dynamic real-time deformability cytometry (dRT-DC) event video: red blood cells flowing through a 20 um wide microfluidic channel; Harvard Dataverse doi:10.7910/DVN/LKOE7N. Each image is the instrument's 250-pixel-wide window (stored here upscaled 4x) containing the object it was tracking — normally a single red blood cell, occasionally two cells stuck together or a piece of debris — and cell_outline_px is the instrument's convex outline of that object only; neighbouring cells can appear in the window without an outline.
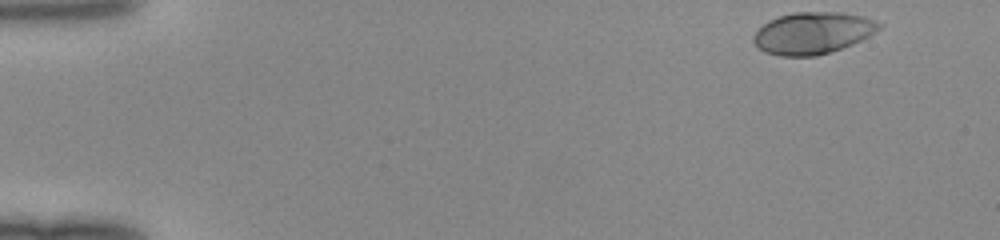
{"species": "human", "species_latin": "Homo sapiens", "temperature_condition": "room temperature", "stored_images_in_passage": 47, "camera_frame_rate_fps": 3000, "um_per_image_px": 0.085, "donor": {"sex": "female"}, "frame": {"image": 1, "passage_image": 1, "time_ms": 0.0, "image_size_px": [1000, 240], "cell_outline_px": [[884, 24], [880, 28], [868, 36], [852, 44], [816, 56], [780, 56], [764, 52], [756, 48], [752, 40], [752, 36], [768, 20], [792, 12], [840, 12], [864, 16], [876, 20]], "centroid_in_image_um": [69.06, 2.8], "position_along_channel_um": 15.9, "area_um2": 30.69}}
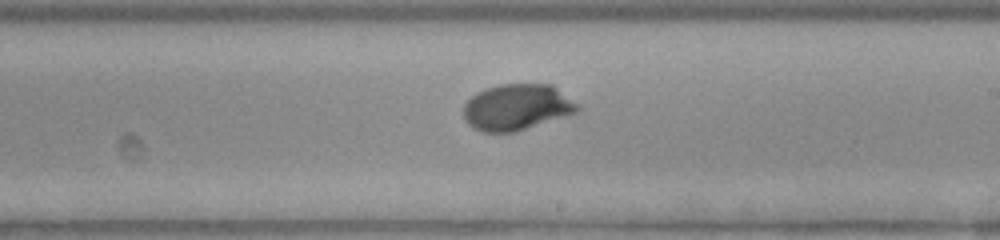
{"frame": {"image": 2, "passage_image": 27, "time_ms": 8.667, "image_size_px": [1000, 240], "cell_outline_px": [[580, 108], [576, 112], [516, 132], [484, 132], [472, 128], [464, 120], [464, 104], [476, 92], [484, 88], [500, 84], [552, 84], [580, 104]], "centroid_in_image_um": [43.92, 9.1], "position_along_channel_um": 245.1, "area_um2": 30.81}}
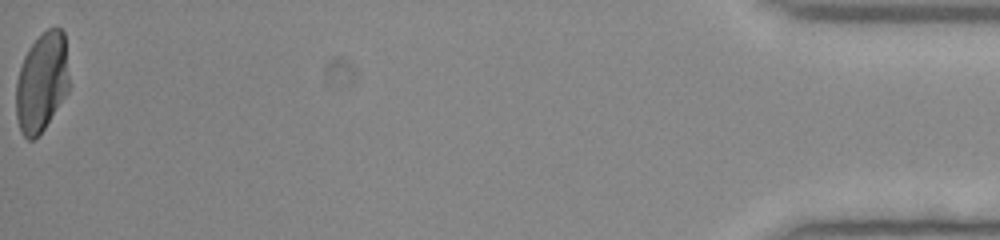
{"frame": {"image": 3, "passage_image": 47, "time_ms": 15.333, "image_size_px": [1000, 240], "cell_outline_px": [[68, 92], [44, 128], [32, 140], [28, 140], [20, 132], [16, 116], [16, 80], [24, 56], [28, 48], [48, 28], [60, 28], [64, 32], [68, 76]], "centroid_in_image_um": [3.53, 7.0], "position_along_channel_um": 431.7, "area_um2": 30.4}}